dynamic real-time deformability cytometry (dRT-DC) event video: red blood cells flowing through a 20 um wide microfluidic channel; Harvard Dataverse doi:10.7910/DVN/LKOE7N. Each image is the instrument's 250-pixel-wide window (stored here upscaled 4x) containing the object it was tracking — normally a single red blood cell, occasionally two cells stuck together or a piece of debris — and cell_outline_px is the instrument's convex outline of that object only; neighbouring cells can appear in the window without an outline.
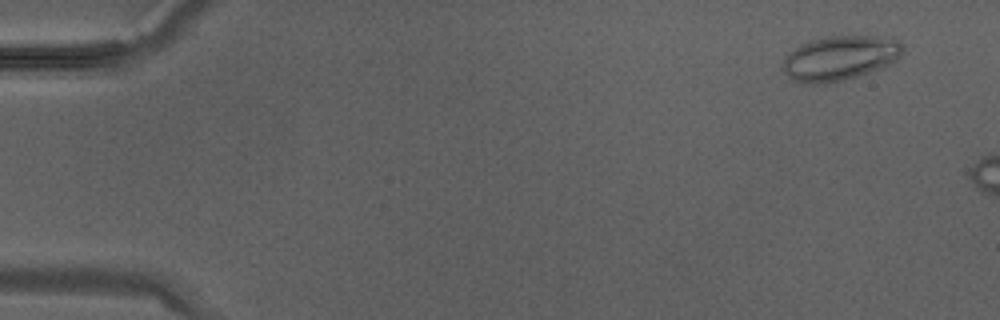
{"species": "Egyptian fruit bat (a non-hibernating species)", "species_latin": "Rousettus aegyptiacus", "temperature_condition": "warm", "stored_images_in_passage": 6, "camera_frame_rate_fps": 3000, "um_per_image_px": 0.085, "animal": {"sex": "male"}, "frame": {"image": 1, "passage_image": 3, "time_ms": 0.667, "image_size_px": [1000, 320], "cell_outline_px": [[904, 48], [900, 56], [896, 60], [888, 64], [868, 72], [844, 80], [824, 84], [808, 84], [792, 80], [780, 68], [784, 60], [800, 44], [812, 40], [828, 36], [872, 36], [896, 40]], "centroid_in_image_um": [71.34, 4.95], "position_along_channel_um": 13.7, "area_um2": 30.75}}